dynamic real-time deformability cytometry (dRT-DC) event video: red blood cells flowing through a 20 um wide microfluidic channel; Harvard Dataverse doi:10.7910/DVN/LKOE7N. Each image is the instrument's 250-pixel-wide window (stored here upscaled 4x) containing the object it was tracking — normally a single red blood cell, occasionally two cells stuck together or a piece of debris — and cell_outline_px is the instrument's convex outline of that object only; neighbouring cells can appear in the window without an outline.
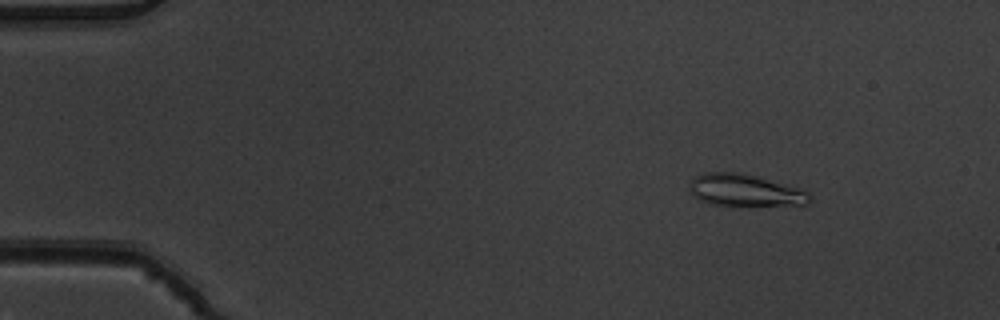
{"species": "common noctule bat (a hibernating species)", "species_latin": "Nyctalus noctula", "temperature_condition": "warm", "stored_images_in_passage": 9, "camera_frame_rate_fps": 3000, "um_per_image_px": 0.085, "animal": {"sex": "male", "body_mass_g": 19.5, "forearm_length_mm": 54.6}, "frame": {"image": 1, "passage_image": 2, "time_ms": 0.333, "image_size_px": [1000, 320], "cell_outline_px": [[812, 200], [808, 204], [740, 208], [712, 204], [700, 200], [692, 192], [688, 184], [696, 176], [704, 172], [736, 172], [756, 176], [800, 188], [808, 192], [812, 196]], "centroid_in_image_um": [63.38, 16.22], "position_along_channel_um": 21.6, "area_um2": 23.18}}
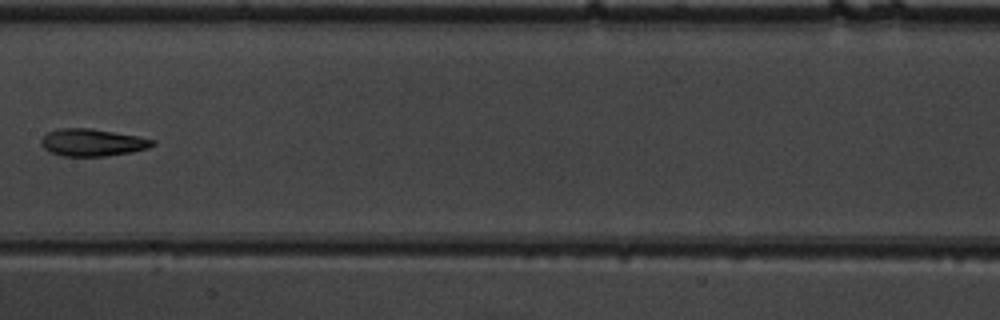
{"frame": {"image": 2, "passage_image": 8, "time_ms": 2.333, "image_size_px": [1000, 320], "cell_outline_px": [[156, 144], [148, 148], [132, 152], [104, 156], [64, 156], [48, 152], [40, 144], [40, 140], [48, 132], [56, 128], [92, 128], [136, 136], [156, 140]], "centroid_in_image_um": [7.83, 12.11], "position_along_channel_um": 199.6, "area_um2": 17.8}}
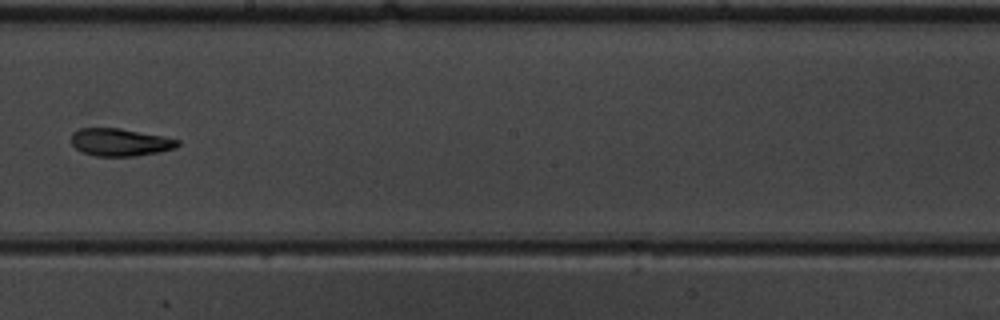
{"frame": {"image": 3, "passage_image": 9, "time_ms": 2.667, "image_size_px": [1000, 320], "cell_outline_px": [[180, 144], [176, 148], [160, 152], [136, 156], [96, 156], [84, 152], [76, 148], [72, 144], [72, 132], [80, 128], [120, 128], [164, 136], [180, 140]], "centroid_in_image_um": [10.25, 12.09], "position_along_channel_um": 238.0, "area_um2": 17.17}}